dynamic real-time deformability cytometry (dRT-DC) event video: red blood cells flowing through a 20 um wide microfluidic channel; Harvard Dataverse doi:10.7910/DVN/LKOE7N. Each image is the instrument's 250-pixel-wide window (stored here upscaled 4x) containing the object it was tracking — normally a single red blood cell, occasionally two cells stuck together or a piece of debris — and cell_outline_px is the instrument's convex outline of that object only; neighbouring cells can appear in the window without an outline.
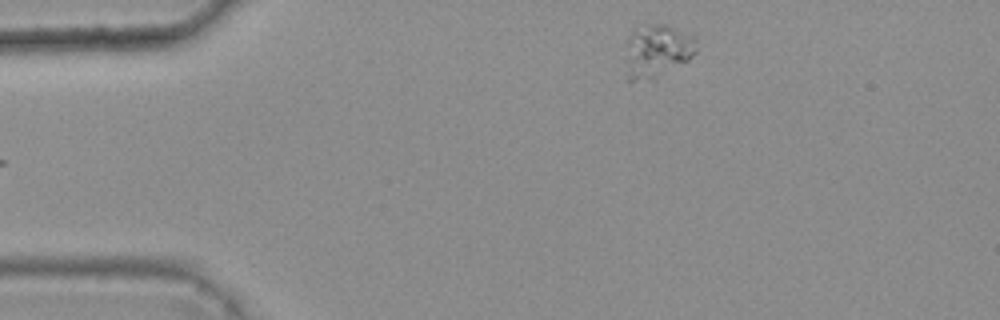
{"species": "common noctule bat (a hibernating species)", "species_latin": "Nyctalus noctula", "temperature_condition": "warm", "stored_images_in_passage": 6, "segment_of_instrument_passage": [2, 2], "camera_frame_rate_fps": 3000, "um_per_image_px": 0.085, "animal": {"sex": "female", "body_mass_g": 25.1}, "frame": {"image": 1, "passage_image": 6, "time_ms": 1.667, "image_size_px": [1000, 320], "cell_outline_px": [[696, 52], [688, 60], [656, 80], [624, 80], [624, 44], [628, 36], [632, 32], [656, 24], [668, 24], [692, 36], [696, 40]], "centroid_in_image_um": [55.78, 4.4], "position_along_channel_um": 29.2, "area_um2": 22.54}}